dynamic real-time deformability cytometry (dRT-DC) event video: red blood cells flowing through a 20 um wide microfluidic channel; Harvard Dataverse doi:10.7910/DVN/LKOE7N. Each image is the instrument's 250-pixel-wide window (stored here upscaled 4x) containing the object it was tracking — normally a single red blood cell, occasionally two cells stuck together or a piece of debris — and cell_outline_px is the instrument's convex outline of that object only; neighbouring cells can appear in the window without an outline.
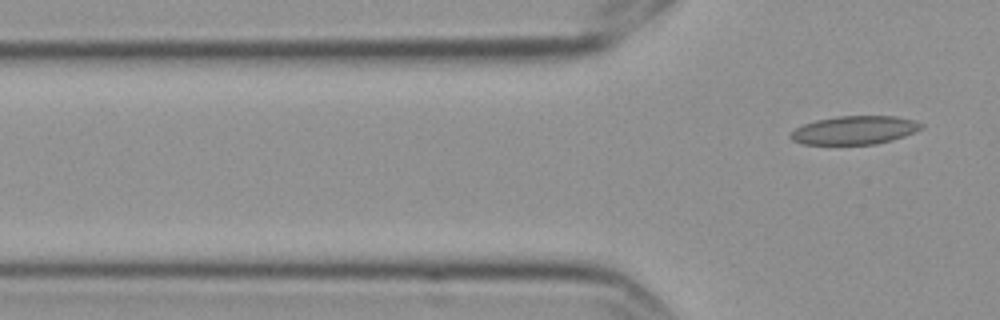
{"species": "Egyptian fruit bat (a non-hibernating species)", "species_latin": "Rousettus aegyptiacus", "temperature_condition": "cold", "stored_images_in_passage": 6, "camera_frame_rate_fps": 3000, "um_per_image_px": 0.085, "frame": {"image": 1, "passage_image": 6, "time_ms": 1.667, "image_size_px": [1000, 320], "cell_outline_px": [[924, 128], [916, 132], [892, 140], [876, 144], [800, 144], [792, 140], [788, 136], [788, 132], [804, 124], [816, 120], [836, 116], [896, 116], [916, 120], [924, 124]], "centroid_in_image_um": [72.65, 11.06], "position_along_channel_um": 53.2, "area_um2": 21.96}}